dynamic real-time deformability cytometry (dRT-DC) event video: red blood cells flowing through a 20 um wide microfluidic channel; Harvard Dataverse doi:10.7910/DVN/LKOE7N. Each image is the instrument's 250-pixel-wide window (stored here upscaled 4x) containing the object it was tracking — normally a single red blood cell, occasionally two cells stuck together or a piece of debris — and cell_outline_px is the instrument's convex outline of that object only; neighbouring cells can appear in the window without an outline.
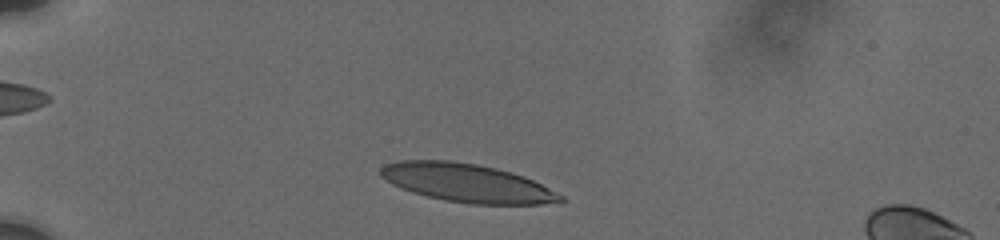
{"species": "human", "species_latin": "Homo sapiens", "temperature_condition": "cold", "stored_images_in_passage": 10, "camera_frame_rate_fps": 3000, "um_per_image_px": 0.085, "donor": {"sex": "male"}, "frame": {"image": 1, "passage_image": 4, "time_ms": 1.0, "image_size_px": [1000, 240], "cell_outline_px": [[568, 200], [540, 204], [472, 204], [444, 200], [412, 192], [400, 188], [392, 184], [380, 176], [380, 168], [384, 164], [400, 160], [448, 160], [476, 164], [496, 168], [512, 172], [524, 176], [564, 196]], "centroid_in_image_um": [39.66, 15.54], "position_along_channel_um": 45.3, "area_um2": 40.11}}
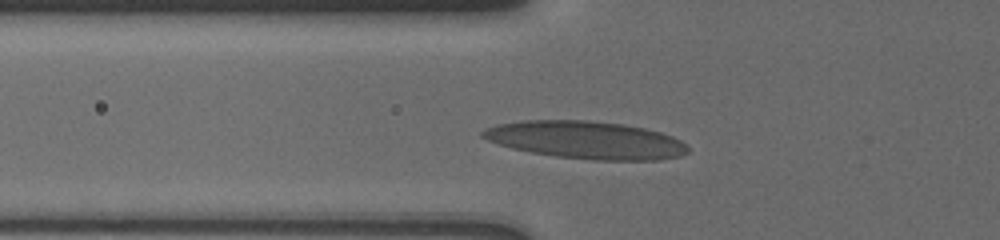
{"frame": {"image": 2, "passage_image": 9, "time_ms": 3.0, "image_size_px": [1000, 240], "cell_outline_px": [[688, 152], [680, 156], [656, 160], [592, 160], [556, 156], [532, 152], [512, 148], [488, 140], [480, 136], [480, 132], [484, 128], [496, 124], [520, 120], [588, 120], [624, 124], [644, 128], [660, 132], [672, 136], [680, 140], [688, 148]], "centroid_in_image_um": [49.78, 11.89], "position_along_channel_um": 76.0, "area_um2": 45.03}}